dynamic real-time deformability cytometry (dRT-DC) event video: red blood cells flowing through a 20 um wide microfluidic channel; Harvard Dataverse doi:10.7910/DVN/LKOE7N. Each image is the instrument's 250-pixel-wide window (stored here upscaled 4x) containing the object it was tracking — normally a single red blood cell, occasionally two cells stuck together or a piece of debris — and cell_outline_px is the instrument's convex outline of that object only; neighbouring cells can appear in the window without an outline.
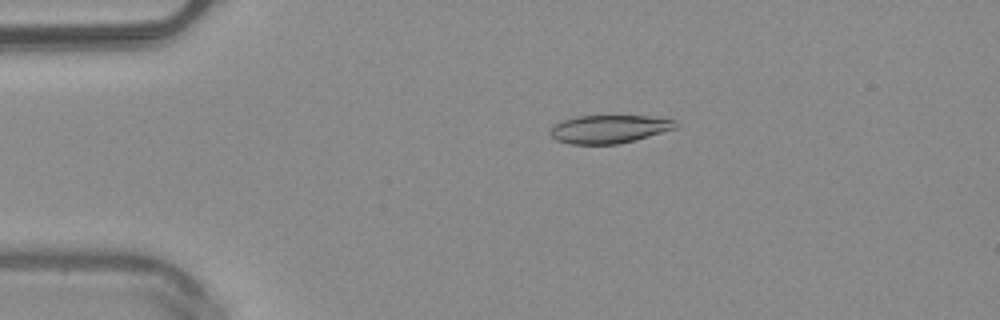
{"species": "common noctule bat (a hibernating species)", "species_latin": "Nyctalus noctula", "temperature_condition": "warm", "stored_images_in_passage": 50, "camera_frame_rate_fps": 3000, "um_per_image_px": 0.085, "animal": {"sex": "male", "body_mass_g": 20.4}, "frame": {"image": 1, "passage_image": 10, "time_ms": 3.0, "image_size_px": [1000, 320], "cell_outline_px": [[676, 128], [632, 140], [616, 144], [572, 144], [556, 140], [548, 132], [552, 124], [560, 120], [576, 116], [648, 116], [676, 120]], "centroid_in_image_um": [51.68, 10.96], "position_along_channel_um": 33.3, "area_um2": 20.46}}
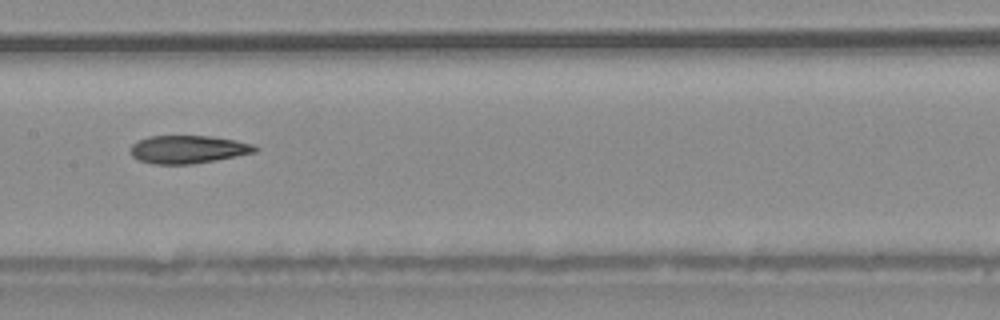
{"frame": {"image": 2, "passage_image": 25, "time_ms": 8.0, "image_size_px": [1000, 320], "cell_outline_px": [[260, 148], [256, 152], [236, 156], [192, 164], [156, 164], [140, 160], [132, 156], [132, 144], [136, 140], [148, 136], [208, 136], [236, 140], [252, 144]], "centroid_in_image_um": [15.99, 12.69], "position_along_channel_um": 191.4, "area_um2": 20.17}}
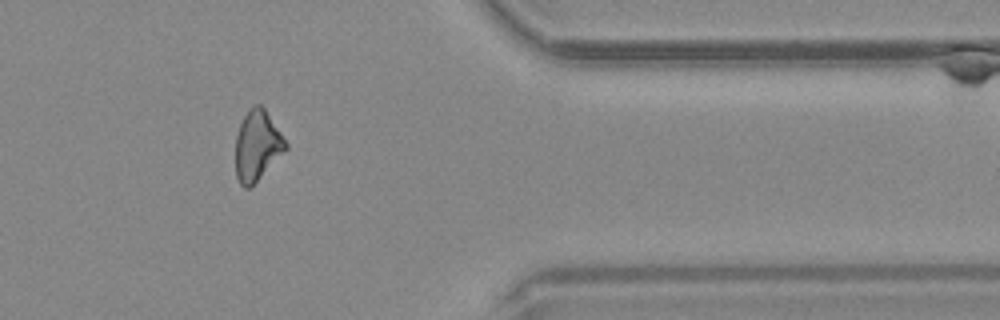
{"frame": {"image": 3, "passage_image": 41, "time_ms": 13.333, "image_size_px": [1000, 320], "cell_outline_px": [[288, 148], [252, 188], [244, 188], [240, 184], [236, 176], [236, 136], [240, 124], [244, 116], [256, 104], [260, 104], [264, 108], [288, 144]], "centroid_in_image_um": [21.87, 12.44], "position_along_channel_um": 389.5, "area_um2": 20.46}, "authors_computed_cell_mechanics": {"area_um2": 20.9236, "velocity_mm_per_s": 4.0631, "shape_relaxation_time_tau1_ms": null, "shape_relaxation_time_tau2_ms": 5.0181, "deformation_change_tau1": null, "deformation_change_tau2": 0.1292}}